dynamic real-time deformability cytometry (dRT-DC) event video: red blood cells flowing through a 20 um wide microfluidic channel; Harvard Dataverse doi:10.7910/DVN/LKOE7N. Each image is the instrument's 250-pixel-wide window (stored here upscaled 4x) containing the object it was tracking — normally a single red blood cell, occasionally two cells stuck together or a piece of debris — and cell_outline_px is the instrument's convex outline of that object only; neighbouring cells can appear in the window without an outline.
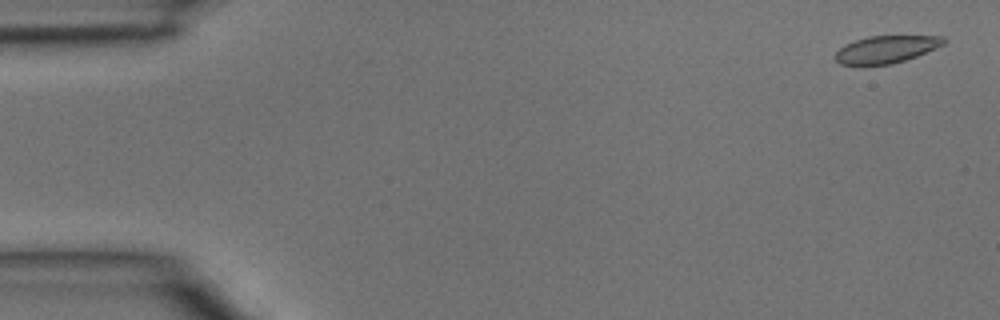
{"species": "common noctule bat (a hibernating species)", "species_latin": "Nyctalus noctula", "temperature_condition": "room temperature", "stored_images_in_passage": 3, "camera_frame_rate_fps": 3000, "um_per_image_px": 0.085, "animal": {"sex": "male", "body_mass_g": 15.6}, "frame": {"image": 1, "passage_image": 1, "time_ms": 0.0, "image_size_px": [1000, 320], "cell_outline_px": [[948, 40], [944, 44], [936, 48], [916, 56], [892, 64], [860, 68], [840, 64], [836, 60], [836, 52], [844, 44], [868, 36], [944, 36]], "centroid_in_image_um": [75.28, 4.23], "position_along_channel_um": 9.7, "area_um2": 17.8}}
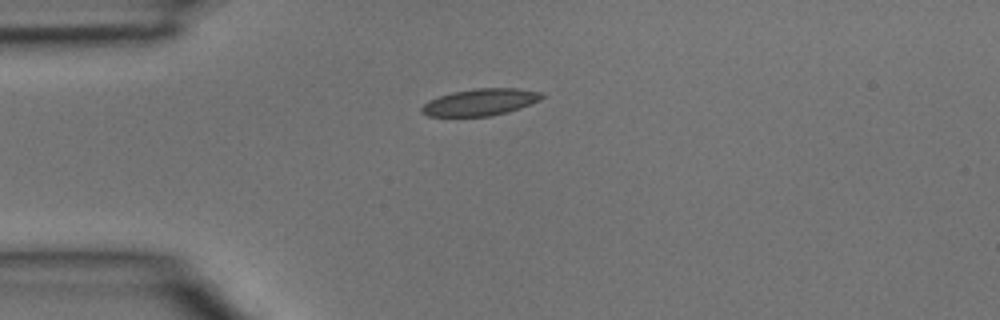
{"frame": {"image": 2, "passage_image": 3, "time_ms": 0.667, "image_size_px": [1000, 320], "cell_outline_px": [[544, 96], [540, 100], [520, 108], [508, 112], [488, 116], [428, 116], [420, 112], [420, 108], [428, 100], [452, 92], [476, 88], [516, 88], [544, 92]], "centroid_in_image_um": [40.83, 8.68], "position_along_channel_um": 44.2, "area_um2": 18.84}}